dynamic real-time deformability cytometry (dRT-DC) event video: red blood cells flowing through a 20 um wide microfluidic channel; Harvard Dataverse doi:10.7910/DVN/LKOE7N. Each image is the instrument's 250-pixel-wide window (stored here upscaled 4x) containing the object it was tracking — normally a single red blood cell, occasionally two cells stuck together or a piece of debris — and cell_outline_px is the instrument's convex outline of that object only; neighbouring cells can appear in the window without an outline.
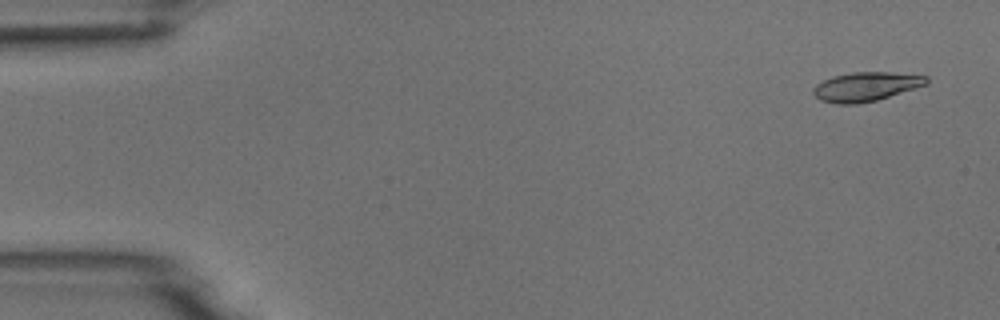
{"species": "common noctule bat (a hibernating species)", "species_latin": "Nyctalus noctula", "temperature_condition": "room temperature", "stored_images_in_passage": 6, "camera_frame_rate_fps": 3000, "um_per_image_px": 0.085, "animal": {"sex": "male", "body_mass_g": 18.8}, "frame": {"image": 1, "passage_image": 1, "time_ms": 0.0, "image_size_px": [1000, 320], "cell_outline_px": [[928, 84], [916, 88], [876, 100], [856, 104], [836, 104], [820, 100], [812, 92], [812, 88], [816, 84], [832, 76], [852, 72], [888, 72], [928, 76]], "centroid_in_image_um": [73.58, 7.36], "position_along_channel_um": 11.4, "area_um2": 19.19}}
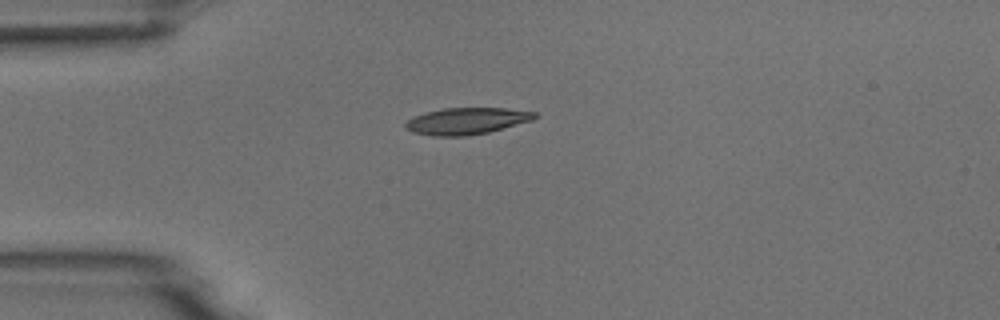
{"frame": {"image": 2, "passage_image": 4, "time_ms": 3.667, "image_size_px": [1000, 320], "cell_outline_px": [[536, 116], [532, 120], [488, 132], [464, 136], [432, 136], [412, 132], [404, 128], [404, 124], [412, 116], [444, 108], [504, 108], [536, 112]], "centroid_in_image_um": [39.61, 10.29], "position_along_channel_um": 45.4, "area_um2": 19.94}}